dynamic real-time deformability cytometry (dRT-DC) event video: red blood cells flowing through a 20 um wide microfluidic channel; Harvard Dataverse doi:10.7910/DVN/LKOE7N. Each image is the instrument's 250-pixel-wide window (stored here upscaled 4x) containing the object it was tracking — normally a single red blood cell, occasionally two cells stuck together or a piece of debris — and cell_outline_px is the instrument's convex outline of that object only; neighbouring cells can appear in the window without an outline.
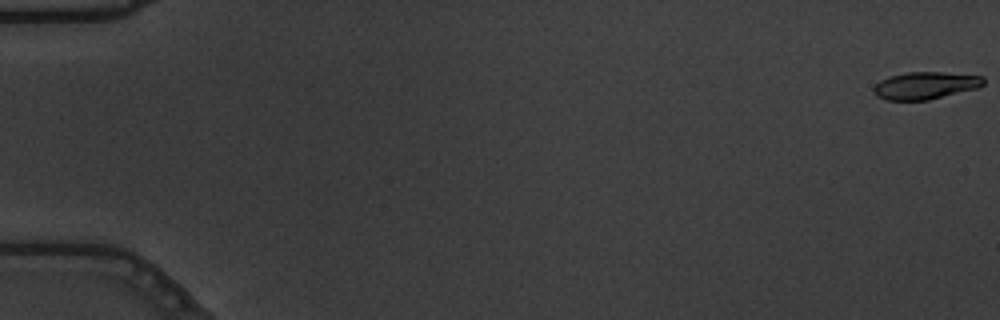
{"species": "common noctule bat (a hibernating species)", "species_latin": "Nyctalus noctula", "temperature_condition": "warm", "stored_images_in_passage": 57, "camera_frame_rate_fps": 3000, "um_per_image_px": 0.085, "animal": {"sex": "male", "body_mass_g": 19.5, "forearm_length_mm": 54.6}, "frame": {"image": 1, "passage_image": 1, "time_ms": 0.0, "image_size_px": [1000, 320], "cell_outline_px": [[984, 84], [980, 88], [928, 100], [888, 100], [876, 96], [872, 92], [872, 88], [880, 80], [888, 76], [908, 72], [940, 72], [984, 76]], "centroid_in_image_um": [78.65, 7.27], "position_along_channel_um": 6.3, "area_um2": 17.69}}
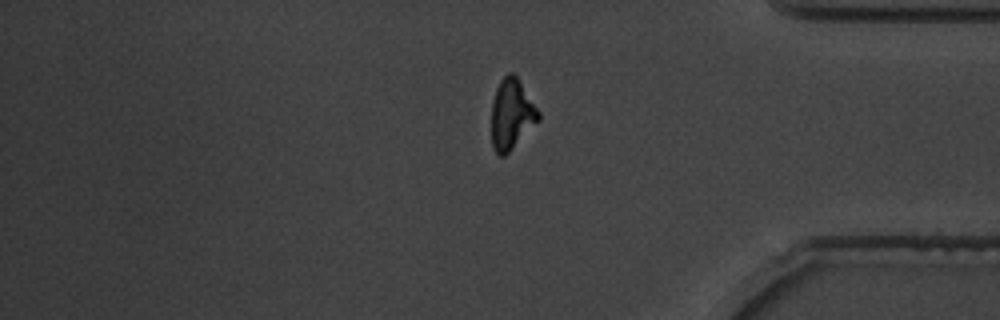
{"frame": {"image": 2, "passage_image": 48, "time_ms": 15.667, "image_size_px": [1000, 320], "cell_outline_px": [[540, 120], [504, 156], [500, 156], [492, 148], [492, 100], [496, 88], [500, 80], [508, 72], [512, 72], [516, 76], [540, 112]], "centroid_in_image_um": [43.48, 9.7], "position_along_channel_um": 391.7, "area_um2": 19.13}}
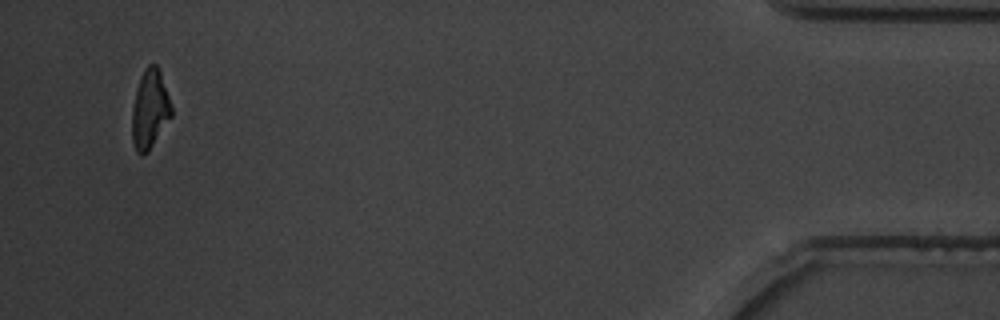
{"frame": {"image": 3, "passage_image": 55, "time_ms": 18.0, "image_size_px": [1000, 320], "cell_outline_px": [[172, 116], [148, 152], [140, 156], [136, 152], [132, 140], [132, 108], [136, 88], [140, 76], [144, 68], [148, 64], [156, 64], [160, 72], [172, 108]], "centroid_in_image_um": [12.72, 9.31], "position_along_channel_um": 422.5, "area_um2": 18.15}, "authors_computed_cell_mechanics": {"area_um2": 19.2474, "velocity_mm_per_s": 3.6863, "shape_relaxation_time_tau1_ms": 4.479, "shape_relaxation_time_tau2_ms": 3.6624, "deformation_change_tau1": 0.2021, "deformation_change_tau2": 0.1102}}